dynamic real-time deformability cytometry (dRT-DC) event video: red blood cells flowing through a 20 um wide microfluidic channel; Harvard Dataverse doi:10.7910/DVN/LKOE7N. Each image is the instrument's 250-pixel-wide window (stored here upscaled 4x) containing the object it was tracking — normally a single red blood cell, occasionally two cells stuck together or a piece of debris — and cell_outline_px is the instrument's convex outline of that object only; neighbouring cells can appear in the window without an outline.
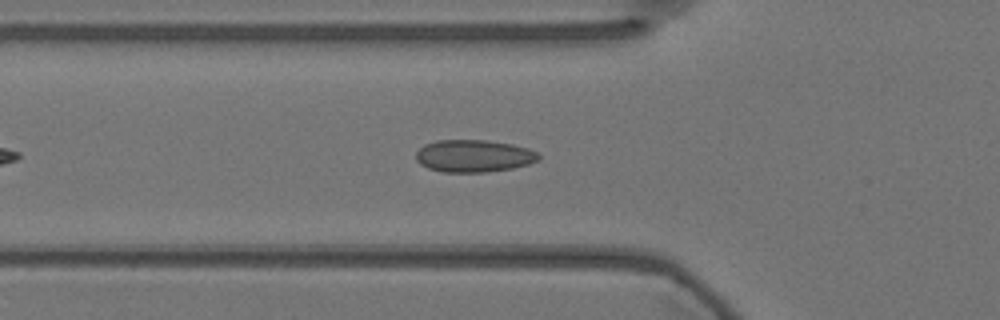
{"species": "Egyptian fruit bat (a non-hibernating species)", "species_latin": "Rousettus aegyptiacus", "temperature_condition": "warm", "stored_images_in_passage": 42, "camera_frame_rate_fps": 3000, "um_per_image_px": 0.085, "animal": {"sex": "female"}, "frame": {"image": 1, "passage_image": 9, "time_ms": 2.667, "image_size_px": [1000, 320], "cell_outline_px": [[540, 160], [528, 164], [512, 168], [484, 172], [440, 172], [428, 168], [420, 164], [416, 160], [416, 152], [424, 144], [436, 140], [484, 140], [512, 144], [528, 148], [536, 152], [540, 156]], "centroid_in_image_um": [40.25, 13.25], "position_along_channel_um": 85.6, "area_um2": 23.18}}
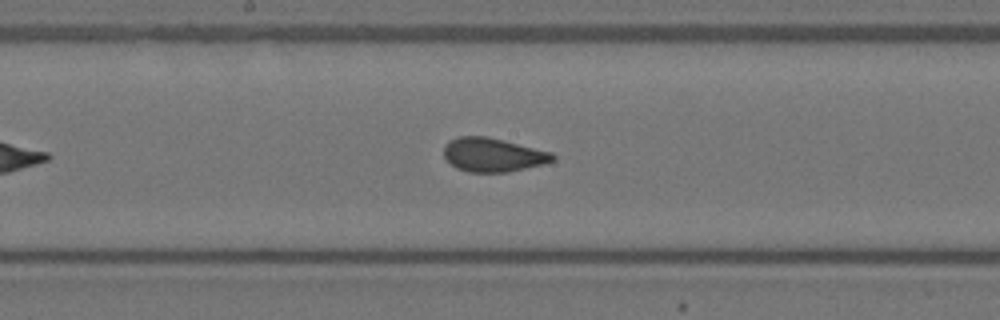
{"frame": {"image": 2, "passage_image": 19, "time_ms": 6.0, "image_size_px": [1000, 320], "cell_outline_px": [[556, 160], [544, 164], [508, 172], [468, 172], [456, 168], [444, 156], [444, 144], [460, 136], [488, 136], [552, 152], [556, 156]], "centroid_in_image_um": [41.93, 13.16], "position_along_channel_um": 206.3, "area_um2": 21.5}}
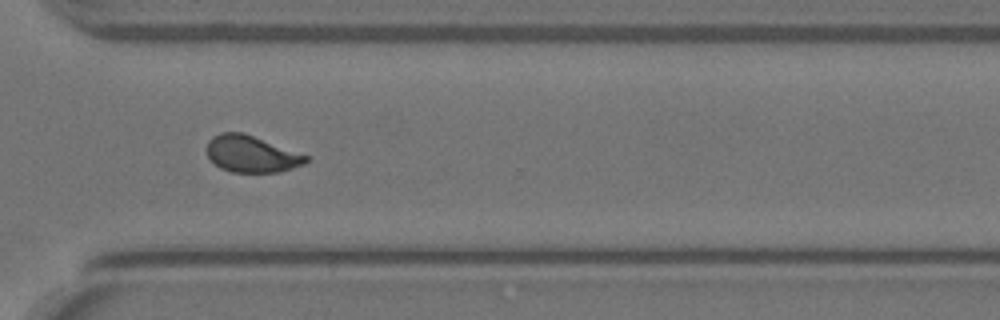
{"frame": {"image": 3, "passage_image": 31, "time_ms": 10.0, "image_size_px": [1000, 320], "cell_outline_px": [[308, 160], [304, 164], [280, 172], [232, 172], [220, 168], [208, 156], [204, 148], [208, 140], [212, 136], [220, 132], [244, 132], [308, 156]], "centroid_in_image_um": [21.32, 13.07], "position_along_channel_um": 349.3, "area_um2": 21.27}}